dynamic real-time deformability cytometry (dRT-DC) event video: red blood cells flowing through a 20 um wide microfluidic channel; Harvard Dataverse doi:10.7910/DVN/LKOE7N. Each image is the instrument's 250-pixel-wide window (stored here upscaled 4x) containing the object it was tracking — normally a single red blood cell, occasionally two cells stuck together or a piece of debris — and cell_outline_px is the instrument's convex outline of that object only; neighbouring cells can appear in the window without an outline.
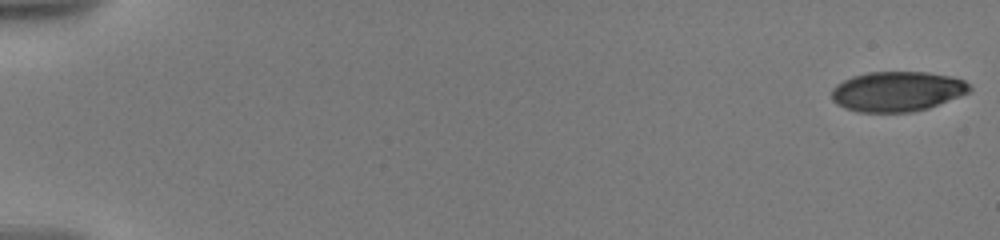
{"species": "human", "species_latin": "Homo sapiens", "temperature_condition": "warm", "stored_images_in_passage": 36, "camera_frame_rate_fps": 3000, "um_per_image_px": 0.085, "donor": {"sex": "male"}, "frame": {"image": 1, "passage_image": 1, "time_ms": 0.0, "image_size_px": [1000, 240], "cell_outline_px": [[972, 88], [968, 92], [928, 108], [912, 112], [856, 112], [844, 108], [836, 104], [832, 100], [832, 88], [836, 84], [852, 76], [868, 72], [928, 72], [948, 76], [964, 80]], "centroid_in_image_um": [76.21, 7.77], "position_along_channel_um": 8.8, "area_um2": 32.08}}
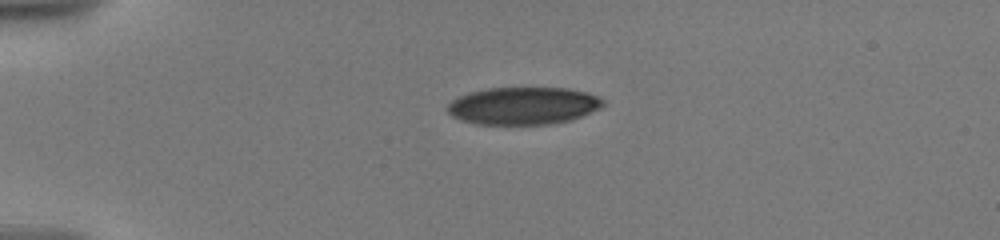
{"frame": {"image": 2, "passage_image": 25, "time_ms": 4.667, "image_size_px": [1000, 240], "cell_outline_px": [[604, 104], [600, 108], [572, 120], [552, 124], [476, 124], [460, 120], [452, 116], [448, 112], [448, 104], [452, 100], [468, 92], [488, 88], [568, 88], [584, 92], [596, 96], [604, 100]], "centroid_in_image_um": [44.46, 8.99], "position_along_channel_um": 40.5, "area_um2": 33.93}}